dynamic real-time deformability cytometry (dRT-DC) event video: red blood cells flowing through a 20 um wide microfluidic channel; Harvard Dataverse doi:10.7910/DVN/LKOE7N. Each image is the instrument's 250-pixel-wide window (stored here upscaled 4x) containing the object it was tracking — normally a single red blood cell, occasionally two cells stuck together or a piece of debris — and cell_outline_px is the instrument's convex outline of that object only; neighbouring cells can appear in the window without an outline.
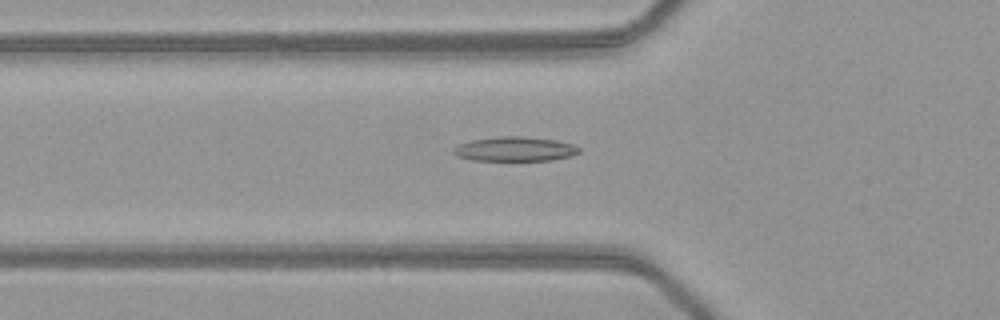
{"species": "common noctule bat (a hibernating species)", "species_latin": "Nyctalus noctula", "temperature_condition": "warm", "stored_images_in_passage": 36, "camera_frame_rate_fps": 3000, "um_per_image_px": 0.085, "animal": {"sex": "female", "body_mass_g": 21.9}, "frame": {"image": 1, "passage_image": 3, "time_ms": 0.667, "image_size_px": [1000, 320], "cell_outline_px": [[580, 152], [572, 156], [552, 160], [472, 160], [456, 156], [452, 152], [452, 148], [460, 144], [472, 140], [496, 136], [524, 136], [556, 140], [572, 144], [580, 148]], "centroid_in_image_um": [43.76, 12.66], "position_along_channel_um": 82.0, "area_um2": 17.98}}
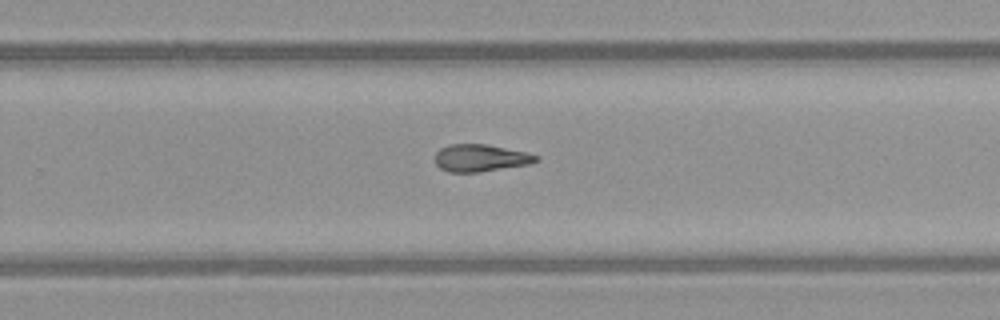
{"frame": {"image": 2, "passage_image": 18, "time_ms": 5.667, "image_size_px": [1000, 320], "cell_outline_px": [[540, 160], [528, 164], [480, 172], [448, 172], [440, 168], [436, 164], [436, 152], [440, 148], [448, 144], [488, 144], [524, 152], [540, 156]], "centroid_in_image_um": [40.83, 13.42], "position_along_channel_um": 289.0, "area_um2": 16.01}}
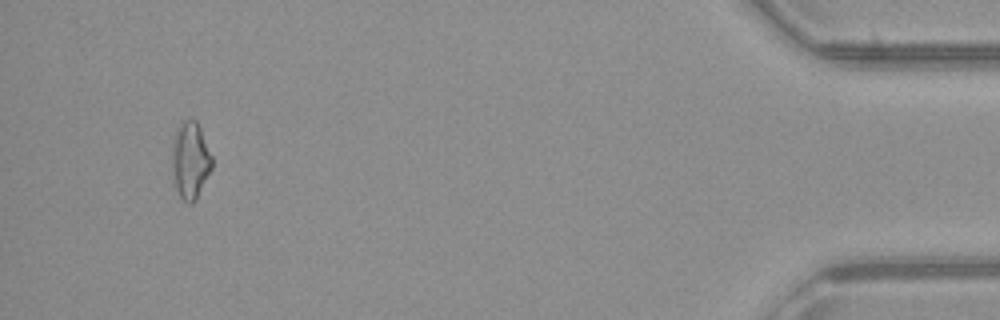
{"frame": {"image": 3, "passage_image": 33, "time_ms": 10.667, "image_size_px": [1000, 320], "cell_outline_px": [[212, 168], [196, 200], [192, 204], [188, 204], [180, 196], [176, 188], [172, 172], [172, 144], [176, 128], [184, 120], [196, 120], [200, 128], [212, 156]], "centroid_in_image_um": [16.17, 13.64], "position_along_channel_um": 419.0, "area_um2": 17.92}, "authors_computed_cell_mechanics": {"area_um2": 16.3574, "velocity_mm_per_s": 4.1176, "shape_relaxation_time_tau1_ms": null, "shape_relaxation_time_tau2_ms": 7.8627, "deformation_change_tau1": null, "deformation_change_tau2": 0.1805}}